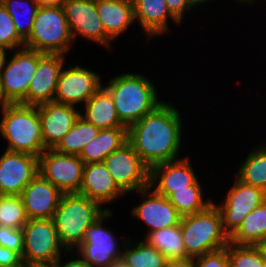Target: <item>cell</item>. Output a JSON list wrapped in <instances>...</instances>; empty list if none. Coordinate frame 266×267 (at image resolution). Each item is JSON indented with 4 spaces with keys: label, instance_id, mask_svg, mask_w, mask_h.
I'll list each match as a JSON object with an SVG mask.
<instances>
[{
    "label": "cell",
    "instance_id": "obj_1",
    "mask_svg": "<svg viewBox=\"0 0 266 267\" xmlns=\"http://www.w3.org/2000/svg\"><path fill=\"white\" fill-rule=\"evenodd\" d=\"M182 119L178 108L164 100L128 128V142L149 168L178 159L184 129Z\"/></svg>",
    "mask_w": 266,
    "mask_h": 267
},
{
    "label": "cell",
    "instance_id": "obj_2",
    "mask_svg": "<svg viewBox=\"0 0 266 267\" xmlns=\"http://www.w3.org/2000/svg\"><path fill=\"white\" fill-rule=\"evenodd\" d=\"M104 87L112 95L117 116L127 128L164 102L152 81L139 73L118 74Z\"/></svg>",
    "mask_w": 266,
    "mask_h": 267
},
{
    "label": "cell",
    "instance_id": "obj_3",
    "mask_svg": "<svg viewBox=\"0 0 266 267\" xmlns=\"http://www.w3.org/2000/svg\"><path fill=\"white\" fill-rule=\"evenodd\" d=\"M107 210L111 208L81 194H63L52 220L64 249L75 251L86 230Z\"/></svg>",
    "mask_w": 266,
    "mask_h": 267
},
{
    "label": "cell",
    "instance_id": "obj_4",
    "mask_svg": "<svg viewBox=\"0 0 266 267\" xmlns=\"http://www.w3.org/2000/svg\"><path fill=\"white\" fill-rule=\"evenodd\" d=\"M1 115L0 133L8 142L6 150L39 157L47 149L37 106L10 104L1 110Z\"/></svg>",
    "mask_w": 266,
    "mask_h": 267
},
{
    "label": "cell",
    "instance_id": "obj_5",
    "mask_svg": "<svg viewBox=\"0 0 266 267\" xmlns=\"http://www.w3.org/2000/svg\"><path fill=\"white\" fill-rule=\"evenodd\" d=\"M180 227L190 259L226 247L229 235L223 229L220 210L213 203L206 210L181 218Z\"/></svg>",
    "mask_w": 266,
    "mask_h": 267
},
{
    "label": "cell",
    "instance_id": "obj_6",
    "mask_svg": "<svg viewBox=\"0 0 266 267\" xmlns=\"http://www.w3.org/2000/svg\"><path fill=\"white\" fill-rule=\"evenodd\" d=\"M73 42L63 7L40 6L24 47L43 54L67 56Z\"/></svg>",
    "mask_w": 266,
    "mask_h": 267
},
{
    "label": "cell",
    "instance_id": "obj_7",
    "mask_svg": "<svg viewBox=\"0 0 266 267\" xmlns=\"http://www.w3.org/2000/svg\"><path fill=\"white\" fill-rule=\"evenodd\" d=\"M22 230V260L25 267L54 266L62 253L66 252L52 219H28Z\"/></svg>",
    "mask_w": 266,
    "mask_h": 267
},
{
    "label": "cell",
    "instance_id": "obj_8",
    "mask_svg": "<svg viewBox=\"0 0 266 267\" xmlns=\"http://www.w3.org/2000/svg\"><path fill=\"white\" fill-rule=\"evenodd\" d=\"M112 215V210L102 214L86 230L81 245L75 250L90 267H111L121 261L124 247H119L116 233L105 225Z\"/></svg>",
    "mask_w": 266,
    "mask_h": 267
},
{
    "label": "cell",
    "instance_id": "obj_9",
    "mask_svg": "<svg viewBox=\"0 0 266 267\" xmlns=\"http://www.w3.org/2000/svg\"><path fill=\"white\" fill-rule=\"evenodd\" d=\"M84 161L79 155L46 149L38 157L39 174L63 194L78 193L83 181Z\"/></svg>",
    "mask_w": 266,
    "mask_h": 267
},
{
    "label": "cell",
    "instance_id": "obj_10",
    "mask_svg": "<svg viewBox=\"0 0 266 267\" xmlns=\"http://www.w3.org/2000/svg\"><path fill=\"white\" fill-rule=\"evenodd\" d=\"M10 52L13 54L10 59H6L0 77L6 99L11 104H16L26 98L38 60L44 54L25 47Z\"/></svg>",
    "mask_w": 266,
    "mask_h": 267
},
{
    "label": "cell",
    "instance_id": "obj_11",
    "mask_svg": "<svg viewBox=\"0 0 266 267\" xmlns=\"http://www.w3.org/2000/svg\"><path fill=\"white\" fill-rule=\"evenodd\" d=\"M103 162L115 183L126 195L149 186L150 168L128 141Z\"/></svg>",
    "mask_w": 266,
    "mask_h": 267
},
{
    "label": "cell",
    "instance_id": "obj_12",
    "mask_svg": "<svg viewBox=\"0 0 266 267\" xmlns=\"http://www.w3.org/2000/svg\"><path fill=\"white\" fill-rule=\"evenodd\" d=\"M266 199V192L247 185L237 178L222 203L213 202L220 210L224 231L229 237L242 224L243 219Z\"/></svg>",
    "mask_w": 266,
    "mask_h": 267
},
{
    "label": "cell",
    "instance_id": "obj_13",
    "mask_svg": "<svg viewBox=\"0 0 266 267\" xmlns=\"http://www.w3.org/2000/svg\"><path fill=\"white\" fill-rule=\"evenodd\" d=\"M62 7L74 42L81 36L108 50L112 48L113 40L105 33L95 0H66Z\"/></svg>",
    "mask_w": 266,
    "mask_h": 267
},
{
    "label": "cell",
    "instance_id": "obj_14",
    "mask_svg": "<svg viewBox=\"0 0 266 267\" xmlns=\"http://www.w3.org/2000/svg\"><path fill=\"white\" fill-rule=\"evenodd\" d=\"M64 68L57 82L55 103L73 106L85 104L103 86L100 74L79 63Z\"/></svg>",
    "mask_w": 266,
    "mask_h": 267
},
{
    "label": "cell",
    "instance_id": "obj_15",
    "mask_svg": "<svg viewBox=\"0 0 266 267\" xmlns=\"http://www.w3.org/2000/svg\"><path fill=\"white\" fill-rule=\"evenodd\" d=\"M38 173V157L5 149L0 156V195L20 196Z\"/></svg>",
    "mask_w": 266,
    "mask_h": 267
},
{
    "label": "cell",
    "instance_id": "obj_16",
    "mask_svg": "<svg viewBox=\"0 0 266 267\" xmlns=\"http://www.w3.org/2000/svg\"><path fill=\"white\" fill-rule=\"evenodd\" d=\"M142 202L132 207L134 218L141 220L149 229L147 233L179 225L182 216L167 197L156 193L150 186L137 191Z\"/></svg>",
    "mask_w": 266,
    "mask_h": 267
},
{
    "label": "cell",
    "instance_id": "obj_17",
    "mask_svg": "<svg viewBox=\"0 0 266 267\" xmlns=\"http://www.w3.org/2000/svg\"><path fill=\"white\" fill-rule=\"evenodd\" d=\"M65 55L44 54L39 60L32 76L26 98L20 103L37 106L54 102L57 82L65 65Z\"/></svg>",
    "mask_w": 266,
    "mask_h": 267
},
{
    "label": "cell",
    "instance_id": "obj_18",
    "mask_svg": "<svg viewBox=\"0 0 266 267\" xmlns=\"http://www.w3.org/2000/svg\"><path fill=\"white\" fill-rule=\"evenodd\" d=\"M189 157H181L150 168L149 186L158 194L169 197L175 190L188 189L198 177L189 161Z\"/></svg>",
    "mask_w": 266,
    "mask_h": 267
},
{
    "label": "cell",
    "instance_id": "obj_19",
    "mask_svg": "<svg viewBox=\"0 0 266 267\" xmlns=\"http://www.w3.org/2000/svg\"><path fill=\"white\" fill-rule=\"evenodd\" d=\"M44 146L53 149L80 117L76 106L55 102L37 105Z\"/></svg>",
    "mask_w": 266,
    "mask_h": 267
},
{
    "label": "cell",
    "instance_id": "obj_20",
    "mask_svg": "<svg viewBox=\"0 0 266 267\" xmlns=\"http://www.w3.org/2000/svg\"><path fill=\"white\" fill-rule=\"evenodd\" d=\"M20 196L28 219H52L63 193L38 173Z\"/></svg>",
    "mask_w": 266,
    "mask_h": 267
},
{
    "label": "cell",
    "instance_id": "obj_21",
    "mask_svg": "<svg viewBox=\"0 0 266 267\" xmlns=\"http://www.w3.org/2000/svg\"><path fill=\"white\" fill-rule=\"evenodd\" d=\"M101 206L123 197L124 192L115 183L104 162L84 164L83 181L78 192Z\"/></svg>",
    "mask_w": 266,
    "mask_h": 267
},
{
    "label": "cell",
    "instance_id": "obj_22",
    "mask_svg": "<svg viewBox=\"0 0 266 267\" xmlns=\"http://www.w3.org/2000/svg\"><path fill=\"white\" fill-rule=\"evenodd\" d=\"M134 5L135 23L147 34V40L160 37L170 31L168 20L180 24L170 13L165 0H132Z\"/></svg>",
    "mask_w": 266,
    "mask_h": 267
},
{
    "label": "cell",
    "instance_id": "obj_23",
    "mask_svg": "<svg viewBox=\"0 0 266 267\" xmlns=\"http://www.w3.org/2000/svg\"><path fill=\"white\" fill-rule=\"evenodd\" d=\"M99 18L105 33L117 40L135 23L132 0H95Z\"/></svg>",
    "mask_w": 266,
    "mask_h": 267
},
{
    "label": "cell",
    "instance_id": "obj_24",
    "mask_svg": "<svg viewBox=\"0 0 266 267\" xmlns=\"http://www.w3.org/2000/svg\"><path fill=\"white\" fill-rule=\"evenodd\" d=\"M80 109V117L99 129L125 127L117 116L110 92L103 86Z\"/></svg>",
    "mask_w": 266,
    "mask_h": 267
},
{
    "label": "cell",
    "instance_id": "obj_25",
    "mask_svg": "<svg viewBox=\"0 0 266 267\" xmlns=\"http://www.w3.org/2000/svg\"><path fill=\"white\" fill-rule=\"evenodd\" d=\"M128 141V128L100 129L99 133L81 151L84 164L103 162L112 152Z\"/></svg>",
    "mask_w": 266,
    "mask_h": 267
},
{
    "label": "cell",
    "instance_id": "obj_26",
    "mask_svg": "<svg viewBox=\"0 0 266 267\" xmlns=\"http://www.w3.org/2000/svg\"><path fill=\"white\" fill-rule=\"evenodd\" d=\"M266 239V199L244 219L230 236V243L238 246H258Z\"/></svg>",
    "mask_w": 266,
    "mask_h": 267
},
{
    "label": "cell",
    "instance_id": "obj_27",
    "mask_svg": "<svg viewBox=\"0 0 266 267\" xmlns=\"http://www.w3.org/2000/svg\"><path fill=\"white\" fill-rule=\"evenodd\" d=\"M132 240L127 236L121 261L128 267H166L168 259L145 240Z\"/></svg>",
    "mask_w": 266,
    "mask_h": 267
},
{
    "label": "cell",
    "instance_id": "obj_28",
    "mask_svg": "<svg viewBox=\"0 0 266 267\" xmlns=\"http://www.w3.org/2000/svg\"><path fill=\"white\" fill-rule=\"evenodd\" d=\"M144 240L158 249L169 261L188 260L180 224L144 235Z\"/></svg>",
    "mask_w": 266,
    "mask_h": 267
},
{
    "label": "cell",
    "instance_id": "obj_29",
    "mask_svg": "<svg viewBox=\"0 0 266 267\" xmlns=\"http://www.w3.org/2000/svg\"><path fill=\"white\" fill-rule=\"evenodd\" d=\"M241 182L262 188L266 192V143L257 145L247 155L236 172Z\"/></svg>",
    "mask_w": 266,
    "mask_h": 267
},
{
    "label": "cell",
    "instance_id": "obj_30",
    "mask_svg": "<svg viewBox=\"0 0 266 267\" xmlns=\"http://www.w3.org/2000/svg\"><path fill=\"white\" fill-rule=\"evenodd\" d=\"M202 187L198 179L188 189L175 190L168 199L182 217L202 212L214 202L211 197L205 200Z\"/></svg>",
    "mask_w": 266,
    "mask_h": 267
},
{
    "label": "cell",
    "instance_id": "obj_31",
    "mask_svg": "<svg viewBox=\"0 0 266 267\" xmlns=\"http://www.w3.org/2000/svg\"><path fill=\"white\" fill-rule=\"evenodd\" d=\"M99 128L79 117L71 130L53 148L62 154L80 155L83 148L99 133Z\"/></svg>",
    "mask_w": 266,
    "mask_h": 267
},
{
    "label": "cell",
    "instance_id": "obj_32",
    "mask_svg": "<svg viewBox=\"0 0 266 267\" xmlns=\"http://www.w3.org/2000/svg\"><path fill=\"white\" fill-rule=\"evenodd\" d=\"M1 4L13 19L18 35L25 41L30 36L40 6L36 0H2Z\"/></svg>",
    "mask_w": 266,
    "mask_h": 267
},
{
    "label": "cell",
    "instance_id": "obj_33",
    "mask_svg": "<svg viewBox=\"0 0 266 267\" xmlns=\"http://www.w3.org/2000/svg\"><path fill=\"white\" fill-rule=\"evenodd\" d=\"M27 222L21 196L0 195V226L22 229Z\"/></svg>",
    "mask_w": 266,
    "mask_h": 267
},
{
    "label": "cell",
    "instance_id": "obj_34",
    "mask_svg": "<svg viewBox=\"0 0 266 267\" xmlns=\"http://www.w3.org/2000/svg\"><path fill=\"white\" fill-rule=\"evenodd\" d=\"M231 267H263V253L258 246H226Z\"/></svg>",
    "mask_w": 266,
    "mask_h": 267
},
{
    "label": "cell",
    "instance_id": "obj_35",
    "mask_svg": "<svg viewBox=\"0 0 266 267\" xmlns=\"http://www.w3.org/2000/svg\"><path fill=\"white\" fill-rule=\"evenodd\" d=\"M25 41L18 35L13 19L0 3V48L8 51L24 47Z\"/></svg>",
    "mask_w": 266,
    "mask_h": 267
},
{
    "label": "cell",
    "instance_id": "obj_36",
    "mask_svg": "<svg viewBox=\"0 0 266 267\" xmlns=\"http://www.w3.org/2000/svg\"><path fill=\"white\" fill-rule=\"evenodd\" d=\"M0 246L13 250L22 256L24 250L23 230L0 226Z\"/></svg>",
    "mask_w": 266,
    "mask_h": 267
},
{
    "label": "cell",
    "instance_id": "obj_37",
    "mask_svg": "<svg viewBox=\"0 0 266 267\" xmlns=\"http://www.w3.org/2000/svg\"><path fill=\"white\" fill-rule=\"evenodd\" d=\"M195 267H231L226 247L193 259Z\"/></svg>",
    "mask_w": 266,
    "mask_h": 267
},
{
    "label": "cell",
    "instance_id": "obj_38",
    "mask_svg": "<svg viewBox=\"0 0 266 267\" xmlns=\"http://www.w3.org/2000/svg\"><path fill=\"white\" fill-rule=\"evenodd\" d=\"M165 2L172 16L180 24L184 21L185 14L194 8L191 0H165Z\"/></svg>",
    "mask_w": 266,
    "mask_h": 267
},
{
    "label": "cell",
    "instance_id": "obj_39",
    "mask_svg": "<svg viewBox=\"0 0 266 267\" xmlns=\"http://www.w3.org/2000/svg\"><path fill=\"white\" fill-rule=\"evenodd\" d=\"M0 267H25V265L19 253L0 246Z\"/></svg>",
    "mask_w": 266,
    "mask_h": 267
},
{
    "label": "cell",
    "instance_id": "obj_40",
    "mask_svg": "<svg viewBox=\"0 0 266 267\" xmlns=\"http://www.w3.org/2000/svg\"><path fill=\"white\" fill-rule=\"evenodd\" d=\"M74 253H76V255L78 257H75ZM65 254L66 255L68 254V256L72 255L71 258H73V259H71V260L68 259L63 264L62 263L63 257L61 255V257L55 262V264H54L55 267H90L76 251H66Z\"/></svg>",
    "mask_w": 266,
    "mask_h": 267
},
{
    "label": "cell",
    "instance_id": "obj_41",
    "mask_svg": "<svg viewBox=\"0 0 266 267\" xmlns=\"http://www.w3.org/2000/svg\"><path fill=\"white\" fill-rule=\"evenodd\" d=\"M166 267H195L193 259L168 261Z\"/></svg>",
    "mask_w": 266,
    "mask_h": 267
},
{
    "label": "cell",
    "instance_id": "obj_42",
    "mask_svg": "<svg viewBox=\"0 0 266 267\" xmlns=\"http://www.w3.org/2000/svg\"><path fill=\"white\" fill-rule=\"evenodd\" d=\"M42 7H62L66 0H36Z\"/></svg>",
    "mask_w": 266,
    "mask_h": 267
},
{
    "label": "cell",
    "instance_id": "obj_43",
    "mask_svg": "<svg viewBox=\"0 0 266 267\" xmlns=\"http://www.w3.org/2000/svg\"><path fill=\"white\" fill-rule=\"evenodd\" d=\"M11 103L6 99L3 89H2V83H1V77H0V105L1 110L5 107L10 105Z\"/></svg>",
    "mask_w": 266,
    "mask_h": 267
},
{
    "label": "cell",
    "instance_id": "obj_44",
    "mask_svg": "<svg viewBox=\"0 0 266 267\" xmlns=\"http://www.w3.org/2000/svg\"><path fill=\"white\" fill-rule=\"evenodd\" d=\"M10 54V51L4 49V48H0V74H1V71L2 69L4 68V64H5V61L7 59V53Z\"/></svg>",
    "mask_w": 266,
    "mask_h": 267
},
{
    "label": "cell",
    "instance_id": "obj_45",
    "mask_svg": "<svg viewBox=\"0 0 266 267\" xmlns=\"http://www.w3.org/2000/svg\"><path fill=\"white\" fill-rule=\"evenodd\" d=\"M213 2L214 0H191V3H192V5H193V7H197V5L199 6V5H203L204 3H208V2Z\"/></svg>",
    "mask_w": 266,
    "mask_h": 267
},
{
    "label": "cell",
    "instance_id": "obj_46",
    "mask_svg": "<svg viewBox=\"0 0 266 267\" xmlns=\"http://www.w3.org/2000/svg\"><path fill=\"white\" fill-rule=\"evenodd\" d=\"M258 247L261 249L264 258H266V239H264L259 245Z\"/></svg>",
    "mask_w": 266,
    "mask_h": 267
},
{
    "label": "cell",
    "instance_id": "obj_47",
    "mask_svg": "<svg viewBox=\"0 0 266 267\" xmlns=\"http://www.w3.org/2000/svg\"><path fill=\"white\" fill-rule=\"evenodd\" d=\"M235 2L240 4H250L251 6L255 4V0H236Z\"/></svg>",
    "mask_w": 266,
    "mask_h": 267
},
{
    "label": "cell",
    "instance_id": "obj_48",
    "mask_svg": "<svg viewBox=\"0 0 266 267\" xmlns=\"http://www.w3.org/2000/svg\"><path fill=\"white\" fill-rule=\"evenodd\" d=\"M111 267H128L122 261L115 262Z\"/></svg>",
    "mask_w": 266,
    "mask_h": 267
},
{
    "label": "cell",
    "instance_id": "obj_49",
    "mask_svg": "<svg viewBox=\"0 0 266 267\" xmlns=\"http://www.w3.org/2000/svg\"><path fill=\"white\" fill-rule=\"evenodd\" d=\"M28 267H55V266H28Z\"/></svg>",
    "mask_w": 266,
    "mask_h": 267
},
{
    "label": "cell",
    "instance_id": "obj_50",
    "mask_svg": "<svg viewBox=\"0 0 266 267\" xmlns=\"http://www.w3.org/2000/svg\"><path fill=\"white\" fill-rule=\"evenodd\" d=\"M263 267H266V258L263 259Z\"/></svg>",
    "mask_w": 266,
    "mask_h": 267
}]
</instances>
